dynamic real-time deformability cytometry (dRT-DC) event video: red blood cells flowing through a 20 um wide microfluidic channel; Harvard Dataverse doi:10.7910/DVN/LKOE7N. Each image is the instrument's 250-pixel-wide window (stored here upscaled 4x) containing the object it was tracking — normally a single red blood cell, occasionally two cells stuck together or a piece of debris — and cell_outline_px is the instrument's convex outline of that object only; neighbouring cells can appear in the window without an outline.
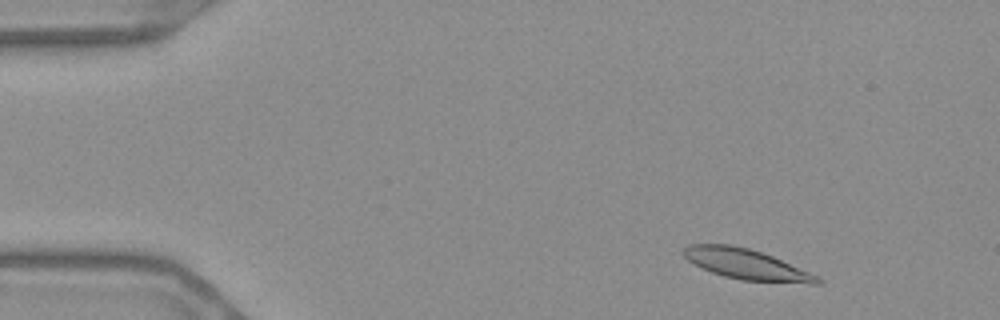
{"species": "Egyptian fruit bat (a non-hibernating species)", "species_latin": "Rousettus aegyptiacus", "temperature_condition": "warm", "stored_images_in_passage": 55, "segment_of_instrument_passage": [1, 2], "camera_frame_rate_fps": 3000, "um_per_image_px": 0.085, "frame": {"image": 1, "passage_image": 5, "time_ms": 1.333, "image_size_px": [1000, 320], "cell_outline_px": [[824, 280], [820, 284], [812, 284], [740, 280], [724, 276], [712, 272], [688, 260], [684, 256], [684, 248], [688, 244], [728, 244], [748, 248], [772, 256], [820, 276]], "centroid_in_image_um": [63.51, 22.48], "position_along_channel_um": 21.5, "area_um2": 23.58}}
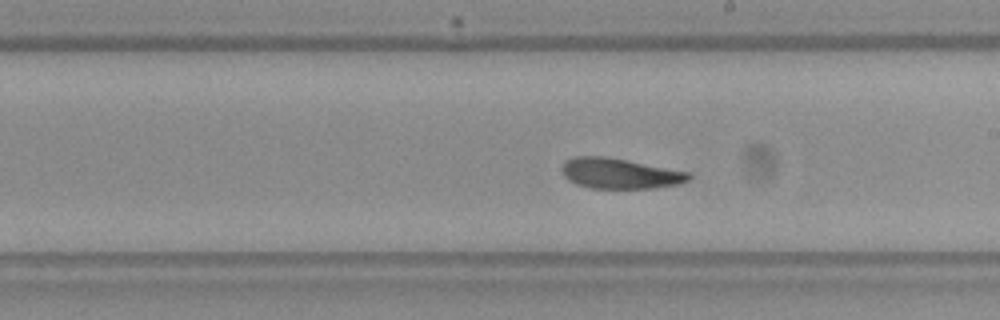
{"frame": {"image": 2, "passage_image": 30, "time_ms": 9.667, "image_size_px": [1000, 320], "cell_outline_px": [[692, 176], [688, 180], [680, 184], [652, 188], [588, 188], [576, 184], [568, 180], [564, 176], [560, 168], [564, 160], [572, 156], [608, 156], [688, 172]], "centroid_in_image_um": [52.62, 14.73], "position_along_channel_um": 236.4, "area_um2": 22.72}}
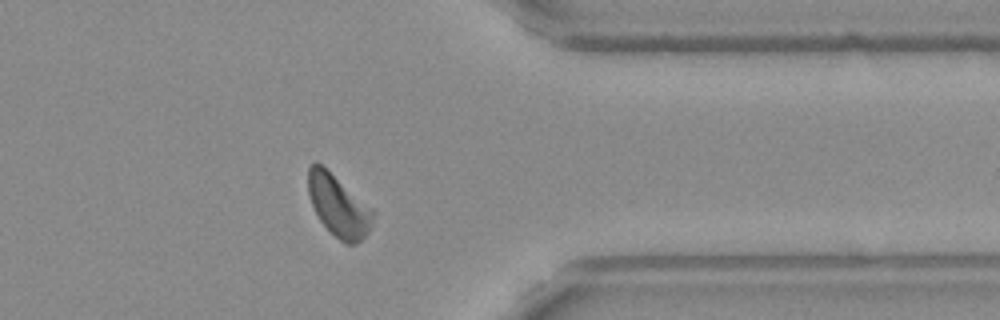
{"frame": {"image": 3, "passage_image": 43, "time_ms": 14.0, "image_size_px": [1000, 320], "cell_outline_px": [[376, 212], [372, 224], [368, 232], [356, 244], [348, 244], [340, 240], [320, 220], [308, 196], [308, 168], [316, 160], [372, 208]], "centroid_in_image_um": [28.78, 17.48], "position_along_channel_um": 382.6, "area_um2": 22.89}}